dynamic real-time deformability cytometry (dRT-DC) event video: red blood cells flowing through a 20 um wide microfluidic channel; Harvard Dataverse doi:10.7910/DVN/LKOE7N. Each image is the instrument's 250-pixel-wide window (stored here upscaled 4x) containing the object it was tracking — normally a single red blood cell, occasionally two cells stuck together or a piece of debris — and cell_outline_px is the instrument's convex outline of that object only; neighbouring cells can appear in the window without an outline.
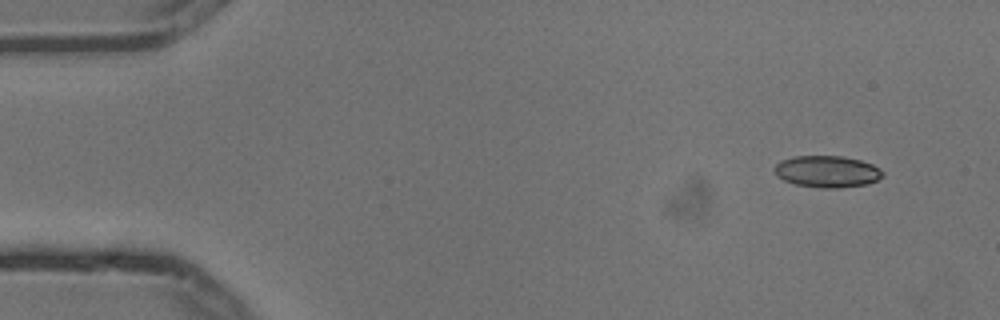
{"species": "common noctule bat (a hibernating species)", "species_latin": "Nyctalus noctula", "temperature_condition": "cold", "stored_images_in_passage": 4, "camera_frame_rate_fps": 3000, "um_per_image_px": 0.085, "animal": {"sex": "male", "body_mass_g": 13.3}, "frame": {"image": 1, "passage_image": 1, "time_ms": 0.0, "image_size_px": [1000, 320], "cell_outline_px": [[884, 176], [868, 184], [836, 188], [820, 188], [796, 184], [784, 180], [776, 176], [772, 168], [780, 160], [792, 156], [840, 156], [860, 160], [872, 164], [880, 168], [884, 172]], "centroid_in_image_um": [70.28, 14.58], "position_along_channel_um": 14.7, "area_um2": 20.17}}
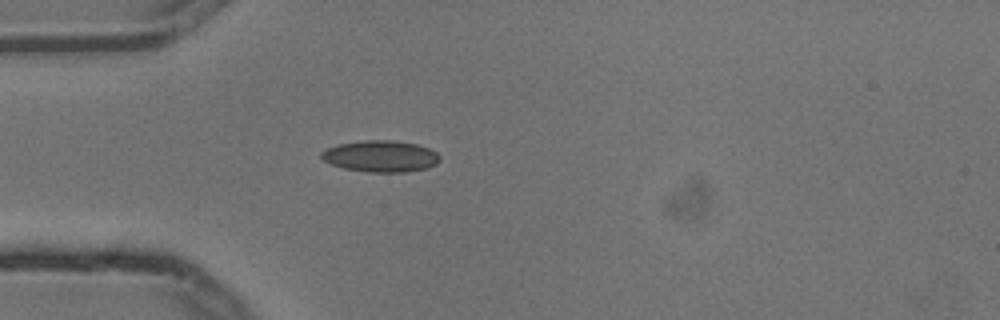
{"frame": {"image": 2, "passage_image": 4, "time_ms": 1.0, "image_size_px": [1000, 320], "cell_outline_px": [[440, 160], [436, 164], [428, 168], [404, 172], [368, 172], [344, 168], [332, 164], [324, 160], [320, 156], [320, 152], [336, 144], [364, 140], [392, 140], [416, 144], [428, 148], [436, 152], [440, 156]], "centroid_in_image_um": [32.36, 13.28], "position_along_channel_um": 52.6, "area_um2": 21.73}}